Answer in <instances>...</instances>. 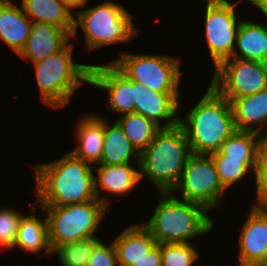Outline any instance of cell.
Masks as SVG:
<instances>
[{"mask_svg":"<svg viewBox=\"0 0 267 266\" xmlns=\"http://www.w3.org/2000/svg\"><path fill=\"white\" fill-rule=\"evenodd\" d=\"M93 166L70 152L52 163L35 166L37 202L64 206L97 199Z\"/></svg>","mask_w":267,"mask_h":266,"instance_id":"obj_1","label":"cell"},{"mask_svg":"<svg viewBox=\"0 0 267 266\" xmlns=\"http://www.w3.org/2000/svg\"><path fill=\"white\" fill-rule=\"evenodd\" d=\"M192 154L210 155L220 150L223 142L236 130L230 101L211 85L204 96L180 118Z\"/></svg>","mask_w":267,"mask_h":266,"instance_id":"obj_2","label":"cell"},{"mask_svg":"<svg viewBox=\"0 0 267 266\" xmlns=\"http://www.w3.org/2000/svg\"><path fill=\"white\" fill-rule=\"evenodd\" d=\"M191 155L190 144L180 125L161 128L140 153V178L146 175L160 192H171Z\"/></svg>","mask_w":267,"mask_h":266,"instance_id":"obj_3","label":"cell"},{"mask_svg":"<svg viewBox=\"0 0 267 266\" xmlns=\"http://www.w3.org/2000/svg\"><path fill=\"white\" fill-rule=\"evenodd\" d=\"M154 214L144 226L158 244L189 243L188 239L205 235L213 227L208 210L201 204L177 200L171 192H160Z\"/></svg>","mask_w":267,"mask_h":266,"instance_id":"obj_4","label":"cell"},{"mask_svg":"<svg viewBox=\"0 0 267 266\" xmlns=\"http://www.w3.org/2000/svg\"><path fill=\"white\" fill-rule=\"evenodd\" d=\"M73 45L34 63L41 99L49 106L66 105L82 82L89 83L91 65L72 60Z\"/></svg>","mask_w":267,"mask_h":266,"instance_id":"obj_5","label":"cell"},{"mask_svg":"<svg viewBox=\"0 0 267 266\" xmlns=\"http://www.w3.org/2000/svg\"><path fill=\"white\" fill-rule=\"evenodd\" d=\"M132 15L110 1L77 13L72 37L77 36V27H82L89 50L109 44L128 42L137 34Z\"/></svg>","mask_w":267,"mask_h":266,"instance_id":"obj_6","label":"cell"},{"mask_svg":"<svg viewBox=\"0 0 267 266\" xmlns=\"http://www.w3.org/2000/svg\"><path fill=\"white\" fill-rule=\"evenodd\" d=\"M107 208L98 199L64 206H42V212L48 214L51 247L93 237Z\"/></svg>","mask_w":267,"mask_h":266,"instance_id":"obj_7","label":"cell"},{"mask_svg":"<svg viewBox=\"0 0 267 266\" xmlns=\"http://www.w3.org/2000/svg\"><path fill=\"white\" fill-rule=\"evenodd\" d=\"M176 190L181 191L182 199L201 204L209 211L219 206V198L226 189L219 179L211 155L192 154L171 193Z\"/></svg>","mask_w":267,"mask_h":266,"instance_id":"obj_8","label":"cell"},{"mask_svg":"<svg viewBox=\"0 0 267 266\" xmlns=\"http://www.w3.org/2000/svg\"><path fill=\"white\" fill-rule=\"evenodd\" d=\"M178 58L123 53L112 62L130 80L138 81L157 92H179Z\"/></svg>","mask_w":267,"mask_h":266,"instance_id":"obj_9","label":"cell"},{"mask_svg":"<svg viewBox=\"0 0 267 266\" xmlns=\"http://www.w3.org/2000/svg\"><path fill=\"white\" fill-rule=\"evenodd\" d=\"M210 85L230 102L267 89V63L228 58L216 68Z\"/></svg>","mask_w":267,"mask_h":266,"instance_id":"obj_10","label":"cell"},{"mask_svg":"<svg viewBox=\"0 0 267 266\" xmlns=\"http://www.w3.org/2000/svg\"><path fill=\"white\" fill-rule=\"evenodd\" d=\"M232 3L223 7H206L205 32L210 55L215 68L231 58L236 43V34L241 22L237 21L235 6Z\"/></svg>","mask_w":267,"mask_h":266,"instance_id":"obj_11","label":"cell"},{"mask_svg":"<svg viewBox=\"0 0 267 266\" xmlns=\"http://www.w3.org/2000/svg\"><path fill=\"white\" fill-rule=\"evenodd\" d=\"M134 89V112L153 121L160 128H171L179 125L178 92H157L146 85L132 80ZM160 120L167 121L160 126Z\"/></svg>","mask_w":267,"mask_h":266,"instance_id":"obj_12","label":"cell"},{"mask_svg":"<svg viewBox=\"0 0 267 266\" xmlns=\"http://www.w3.org/2000/svg\"><path fill=\"white\" fill-rule=\"evenodd\" d=\"M89 84L109 91L108 109L123 113V115L134 112L132 80L113 63L91 65Z\"/></svg>","mask_w":267,"mask_h":266,"instance_id":"obj_13","label":"cell"},{"mask_svg":"<svg viewBox=\"0 0 267 266\" xmlns=\"http://www.w3.org/2000/svg\"><path fill=\"white\" fill-rule=\"evenodd\" d=\"M70 37L68 31L55 25L32 22L30 35L18 55L33 63L39 62L63 49Z\"/></svg>","mask_w":267,"mask_h":266,"instance_id":"obj_14","label":"cell"},{"mask_svg":"<svg viewBox=\"0 0 267 266\" xmlns=\"http://www.w3.org/2000/svg\"><path fill=\"white\" fill-rule=\"evenodd\" d=\"M240 262L264 261L267 255V211L252 208L239 239Z\"/></svg>","mask_w":267,"mask_h":266,"instance_id":"obj_15","label":"cell"},{"mask_svg":"<svg viewBox=\"0 0 267 266\" xmlns=\"http://www.w3.org/2000/svg\"><path fill=\"white\" fill-rule=\"evenodd\" d=\"M10 0H0V38L17 54L25 46L32 21Z\"/></svg>","mask_w":267,"mask_h":266,"instance_id":"obj_16","label":"cell"},{"mask_svg":"<svg viewBox=\"0 0 267 266\" xmlns=\"http://www.w3.org/2000/svg\"><path fill=\"white\" fill-rule=\"evenodd\" d=\"M78 146L70 153L86 162L100 163L105 133V120L98 116H86L77 124Z\"/></svg>","mask_w":267,"mask_h":266,"instance_id":"obj_17","label":"cell"},{"mask_svg":"<svg viewBox=\"0 0 267 266\" xmlns=\"http://www.w3.org/2000/svg\"><path fill=\"white\" fill-rule=\"evenodd\" d=\"M236 130L263 134L261 126L267 123V89L235 98L231 102ZM260 125L254 129V126Z\"/></svg>","mask_w":267,"mask_h":266,"instance_id":"obj_18","label":"cell"},{"mask_svg":"<svg viewBox=\"0 0 267 266\" xmlns=\"http://www.w3.org/2000/svg\"><path fill=\"white\" fill-rule=\"evenodd\" d=\"M101 165L98 170V177L94 178L95 193L98 200L108 207L107 198L99 199V188L104 192L116 195L127 194L131 191L140 178V169L135 170L129 163L122 165ZM99 187V188H98Z\"/></svg>","mask_w":267,"mask_h":266,"instance_id":"obj_19","label":"cell"},{"mask_svg":"<svg viewBox=\"0 0 267 266\" xmlns=\"http://www.w3.org/2000/svg\"><path fill=\"white\" fill-rule=\"evenodd\" d=\"M113 244L118 266H131L156 244V240L145 226L136 224L124 230Z\"/></svg>","mask_w":267,"mask_h":266,"instance_id":"obj_20","label":"cell"},{"mask_svg":"<svg viewBox=\"0 0 267 266\" xmlns=\"http://www.w3.org/2000/svg\"><path fill=\"white\" fill-rule=\"evenodd\" d=\"M236 47L231 58L267 63V28L261 24L241 21L236 34Z\"/></svg>","mask_w":267,"mask_h":266,"instance_id":"obj_21","label":"cell"},{"mask_svg":"<svg viewBox=\"0 0 267 266\" xmlns=\"http://www.w3.org/2000/svg\"><path fill=\"white\" fill-rule=\"evenodd\" d=\"M22 9L32 22L55 25L68 31L74 30V17L61 0H22Z\"/></svg>","mask_w":267,"mask_h":266,"instance_id":"obj_22","label":"cell"},{"mask_svg":"<svg viewBox=\"0 0 267 266\" xmlns=\"http://www.w3.org/2000/svg\"><path fill=\"white\" fill-rule=\"evenodd\" d=\"M261 145V134L253 131L235 130L223 142L219 152L228 159L242 160L249 168H253L255 173L260 160Z\"/></svg>","mask_w":267,"mask_h":266,"instance_id":"obj_23","label":"cell"},{"mask_svg":"<svg viewBox=\"0 0 267 266\" xmlns=\"http://www.w3.org/2000/svg\"><path fill=\"white\" fill-rule=\"evenodd\" d=\"M134 156L137 163L140 162V153L131 144L117 122L112 127L105 121L104 142L102 156L99 164L122 165L130 163Z\"/></svg>","mask_w":267,"mask_h":266,"instance_id":"obj_24","label":"cell"},{"mask_svg":"<svg viewBox=\"0 0 267 266\" xmlns=\"http://www.w3.org/2000/svg\"><path fill=\"white\" fill-rule=\"evenodd\" d=\"M16 246L30 253H37L43 247H46V253H52L47 219L45 218L44 221H41L34 214L22 216L13 248Z\"/></svg>","mask_w":267,"mask_h":266,"instance_id":"obj_25","label":"cell"},{"mask_svg":"<svg viewBox=\"0 0 267 266\" xmlns=\"http://www.w3.org/2000/svg\"><path fill=\"white\" fill-rule=\"evenodd\" d=\"M116 122L139 153L147 148L161 129L153 121L135 112L124 114Z\"/></svg>","mask_w":267,"mask_h":266,"instance_id":"obj_26","label":"cell"},{"mask_svg":"<svg viewBox=\"0 0 267 266\" xmlns=\"http://www.w3.org/2000/svg\"><path fill=\"white\" fill-rule=\"evenodd\" d=\"M100 242L96 237L85 238L72 243L56 245L52 254L58 252V258L63 266H88L95 246Z\"/></svg>","mask_w":267,"mask_h":266,"instance_id":"obj_27","label":"cell"},{"mask_svg":"<svg viewBox=\"0 0 267 266\" xmlns=\"http://www.w3.org/2000/svg\"><path fill=\"white\" fill-rule=\"evenodd\" d=\"M210 155L217 169L219 179L225 189L232 185V183L239 181L250 171V168L242 160L228 159V157L223 156L219 151Z\"/></svg>","mask_w":267,"mask_h":266,"instance_id":"obj_28","label":"cell"},{"mask_svg":"<svg viewBox=\"0 0 267 266\" xmlns=\"http://www.w3.org/2000/svg\"><path fill=\"white\" fill-rule=\"evenodd\" d=\"M162 266H192L198 252L190 243L161 244Z\"/></svg>","mask_w":267,"mask_h":266,"instance_id":"obj_29","label":"cell"},{"mask_svg":"<svg viewBox=\"0 0 267 266\" xmlns=\"http://www.w3.org/2000/svg\"><path fill=\"white\" fill-rule=\"evenodd\" d=\"M22 215L13 209L0 210V246L12 249L15 246L17 232Z\"/></svg>","mask_w":267,"mask_h":266,"instance_id":"obj_30","label":"cell"},{"mask_svg":"<svg viewBox=\"0 0 267 266\" xmlns=\"http://www.w3.org/2000/svg\"><path fill=\"white\" fill-rule=\"evenodd\" d=\"M118 266L117 254L114 244L105 246L99 242L92 251L88 266Z\"/></svg>","mask_w":267,"mask_h":266,"instance_id":"obj_31","label":"cell"},{"mask_svg":"<svg viewBox=\"0 0 267 266\" xmlns=\"http://www.w3.org/2000/svg\"><path fill=\"white\" fill-rule=\"evenodd\" d=\"M257 204L253 208L267 211V168L259 161L255 171Z\"/></svg>","mask_w":267,"mask_h":266,"instance_id":"obj_32","label":"cell"},{"mask_svg":"<svg viewBox=\"0 0 267 266\" xmlns=\"http://www.w3.org/2000/svg\"><path fill=\"white\" fill-rule=\"evenodd\" d=\"M131 266H162L161 244L156 243L143 257Z\"/></svg>","mask_w":267,"mask_h":266,"instance_id":"obj_33","label":"cell"},{"mask_svg":"<svg viewBox=\"0 0 267 266\" xmlns=\"http://www.w3.org/2000/svg\"><path fill=\"white\" fill-rule=\"evenodd\" d=\"M70 10L74 7H84L88 0H61Z\"/></svg>","mask_w":267,"mask_h":266,"instance_id":"obj_34","label":"cell"},{"mask_svg":"<svg viewBox=\"0 0 267 266\" xmlns=\"http://www.w3.org/2000/svg\"><path fill=\"white\" fill-rule=\"evenodd\" d=\"M247 1L255 4L264 13L265 17L267 18V0H247ZM264 26L267 28L266 25Z\"/></svg>","mask_w":267,"mask_h":266,"instance_id":"obj_35","label":"cell"},{"mask_svg":"<svg viewBox=\"0 0 267 266\" xmlns=\"http://www.w3.org/2000/svg\"><path fill=\"white\" fill-rule=\"evenodd\" d=\"M207 1L208 3L206 7H223L231 4L227 0H207Z\"/></svg>","mask_w":267,"mask_h":266,"instance_id":"obj_36","label":"cell"},{"mask_svg":"<svg viewBox=\"0 0 267 266\" xmlns=\"http://www.w3.org/2000/svg\"><path fill=\"white\" fill-rule=\"evenodd\" d=\"M239 266H267V262L264 261L240 262Z\"/></svg>","mask_w":267,"mask_h":266,"instance_id":"obj_37","label":"cell"},{"mask_svg":"<svg viewBox=\"0 0 267 266\" xmlns=\"http://www.w3.org/2000/svg\"><path fill=\"white\" fill-rule=\"evenodd\" d=\"M260 152H267V131L262 134V145Z\"/></svg>","mask_w":267,"mask_h":266,"instance_id":"obj_38","label":"cell"},{"mask_svg":"<svg viewBox=\"0 0 267 266\" xmlns=\"http://www.w3.org/2000/svg\"><path fill=\"white\" fill-rule=\"evenodd\" d=\"M259 161L267 168V152H260Z\"/></svg>","mask_w":267,"mask_h":266,"instance_id":"obj_39","label":"cell"}]
</instances>
